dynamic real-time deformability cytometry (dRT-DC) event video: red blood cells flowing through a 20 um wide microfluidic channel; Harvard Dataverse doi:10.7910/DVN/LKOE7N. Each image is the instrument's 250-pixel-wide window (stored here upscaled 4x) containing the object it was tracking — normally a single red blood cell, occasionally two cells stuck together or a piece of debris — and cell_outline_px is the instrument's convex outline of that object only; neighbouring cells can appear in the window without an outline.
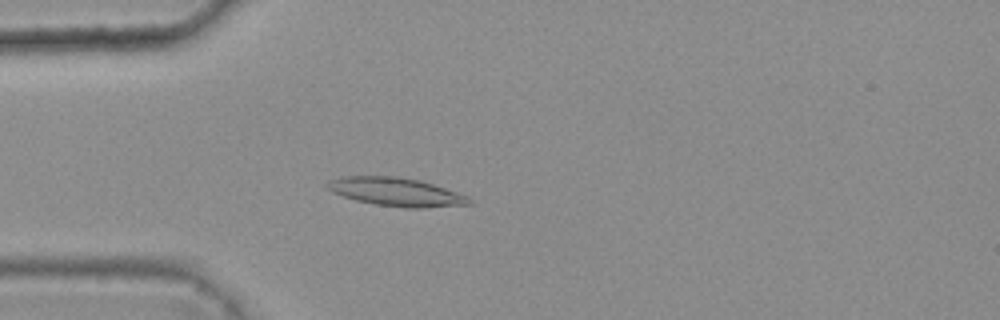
{"species": "common noctule bat (a hibernating species)", "species_latin": "Nyctalus noctula", "temperature_condition": "warm", "stored_images_in_passage": 43, "camera_frame_rate_fps": 3000, "um_per_image_px": 0.085, "animal": {"sex": "female", "body_mass_g": 25.1}, "frame": {"image": 1, "passage_image": 13, "time_ms": 4.0, "image_size_px": [1000, 320], "cell_outline_px": [[472, 204], [424, 208], [404, 208], [376, 204], [356, 200], [332, 192], [324, 184], [328, 180], [344, 176], [396, 176], [420, 180], [468, 196], [472, 200]], "centroid_in_image_um": [33.66, 16.31], "position_along_channel_um": 51.3, "area_um2": 23.47}}
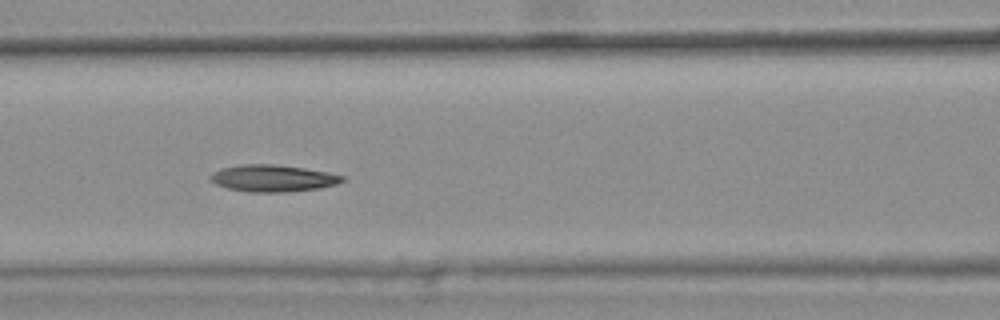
{"frame": {"image": 2, "passage_image": 21, "time_ms": 6.667, "image_size_px": [1000, 320], "cell_outline_px": [[344, 180], [336, 184], [320, 188], [288, 192], [248, 192], [228, 188], [216, 184], [208, 180], [208, 176], [212, 172], [220, 168], [240, 164], [272, 164], [304, 168], [328, 172], [344, 176]], "centroid_in_image_um": [23.14, 15.15], "position_along_channel_um": 143.5, "area_um2": 20.81}}
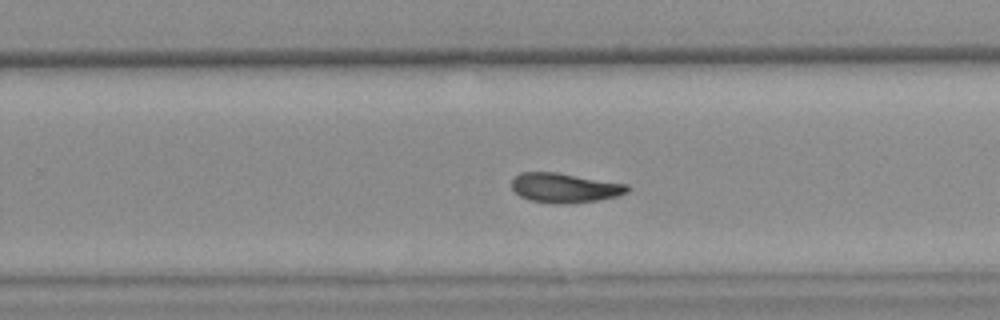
{"frame": {"image": 3, "passage_image": 32, "time_ms": 10.333, "image_size_px": [1000, 320], "cell_outline_px": [[632, 188], [628, 192], [616, 196], [596, 200], [568, 204], [552, 204], [528, 200], [520, 196], [512, 188], [512, 180], [520, 172], [556, 172], [628, 184]], "centroid_in_image_um": [48.0, 15.97], "position_along_channel_um": 281.8, "area_um2": 20.06}, "authors_computed_cell_mechanics": {"area_um2": 20.4612, "velocity_mm_per_s": 3.7922, "shape_relaxation_time_tau1_ms": null, "shape_relaxation_time_tau2_ms": 7.9388, "deformation_change_tau1": null, "deformation_change_tau2": 0.1617}}